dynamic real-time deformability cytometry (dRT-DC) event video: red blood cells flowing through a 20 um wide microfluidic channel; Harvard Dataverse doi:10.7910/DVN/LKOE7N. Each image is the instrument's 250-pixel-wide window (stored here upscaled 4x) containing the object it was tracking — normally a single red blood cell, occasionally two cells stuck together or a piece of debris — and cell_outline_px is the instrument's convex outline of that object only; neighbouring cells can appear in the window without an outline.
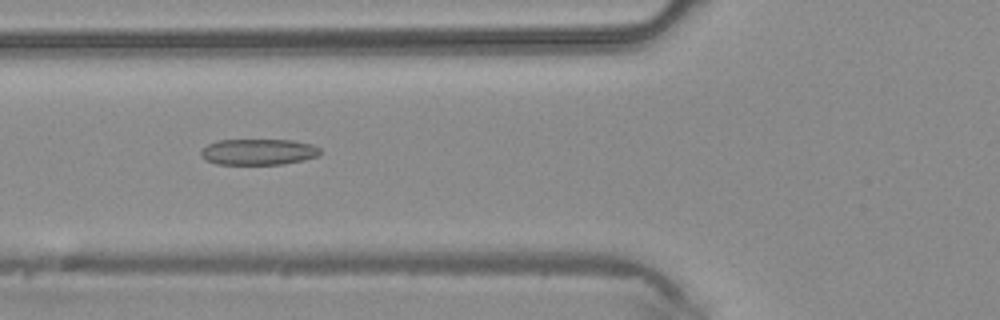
{"species": "common noctule bat (a hibernating species)", "species_latin": "Nyctalus noctula", "temperature_condition": "warm", "stored_images_in_passage": 45, "camera_frame_rate_fps": 3000, "um_per_image_px": 0.085, "animal": {"sex": "male", "body_mass_g": 20.4}, "frame": {"image": 1, "passage_image": 17, "time_ms": 5.333, "image_size_px": [1000, 320], "cell_outline_px": [[320, 156], [304, 160], [280, 164], [216, 164], [204, 160], [200, 156], [200, 152], [208, 144], [216, 140], [292, 140], [312, 144], [320, 148]], "centroid_in_image_um": [21.96, 12.91], "position_along_channel_um": 103.8, "area_um2": 18.21}}
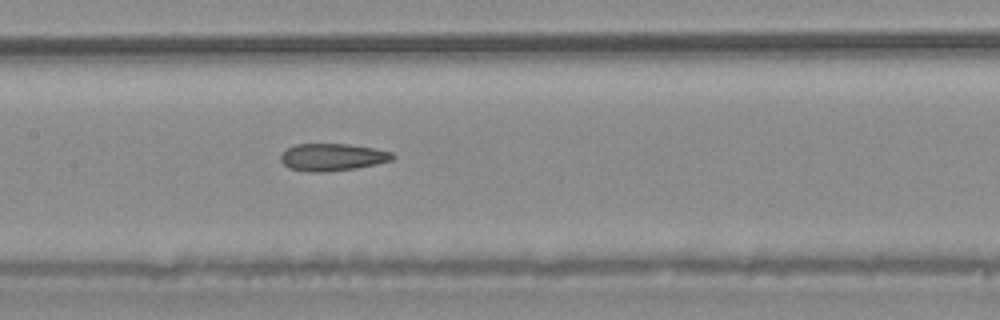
{"frame": {"image": 2, "passage_image": 22, "time_ms": 7.0, "image_size_px": [1000, 320], "cell_outline_px": [[396, 156], [392, 160], [376, 164], [356, 168], [324, 172], [308, 172], [288, 168], [280, 160], [280, 156], [288, 148], [296, 144], [348, 144], [372, 148], [392, 152]], "centroid_in_image_um": [28.25, 13.36], "position_along_channel_um": 179.2, "area_um2": 17.74}}
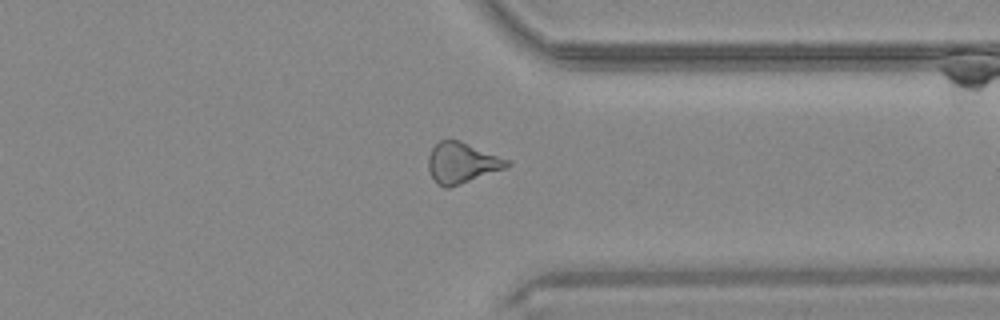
{"frame": {"image": 3, "passage_image": 35, "time_ms": 11.333, "image_size_px": [1000, 320], "cell_outline_px": [[512, 164], [504, 168], [460, 184], [448, 188], [444, 188], [436, 184], [428, 168], [428, 156], [432, 148], [440, 140], [460, 140], [508, 160]], "centroid_in_image_um": [39.21, 13.84], "position_along_channel_um": 372.2, "area_um2": 18.38}}